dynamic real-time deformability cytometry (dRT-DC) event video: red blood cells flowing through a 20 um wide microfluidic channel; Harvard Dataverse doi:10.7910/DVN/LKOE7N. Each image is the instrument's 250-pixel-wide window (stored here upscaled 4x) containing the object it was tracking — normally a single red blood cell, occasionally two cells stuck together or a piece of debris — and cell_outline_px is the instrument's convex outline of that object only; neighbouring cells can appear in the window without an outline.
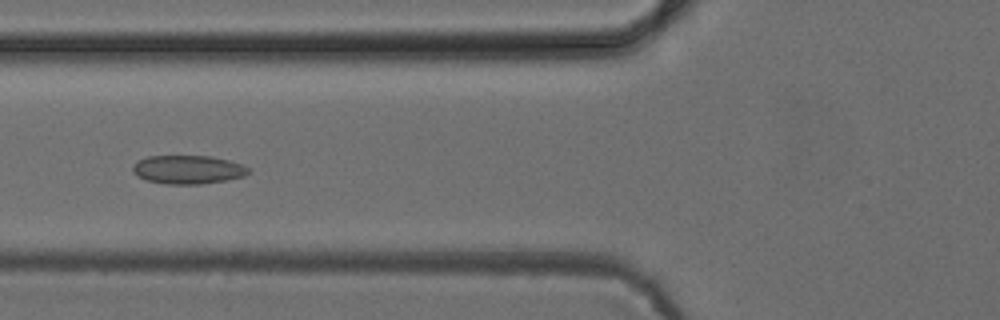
{"species": "common noctule bat (a hibernating species)", "species_latin": "Nyctalus noctula", "temperature_condition": "cold", "stored_images_in_passage": 6, "camera_frame_rate_fps": 3000, "um_per_image_px": 0.085, "animal": {"sex": "female", "body_mass_g": 24.6, "forearm_length_mm": 56.2}, "frame": {"image": 1, "passage_image": 6, "time_ms": 5.667, "image_size_px": [1000, 320], "cell_outline_px": [[248, 172], [244, 176], [224, 180], [200, 184], [164, 184], [148, 180], [136, 176], [132, 172], [132, 164], [136, 160], [148, 156], [212, 156], [228, 160], [240, 164], [248, 168]], "centroid_in_image_um": [15.89, 14.41], "position_along_channel_um": 109.9, "area_um2": 19.25}}